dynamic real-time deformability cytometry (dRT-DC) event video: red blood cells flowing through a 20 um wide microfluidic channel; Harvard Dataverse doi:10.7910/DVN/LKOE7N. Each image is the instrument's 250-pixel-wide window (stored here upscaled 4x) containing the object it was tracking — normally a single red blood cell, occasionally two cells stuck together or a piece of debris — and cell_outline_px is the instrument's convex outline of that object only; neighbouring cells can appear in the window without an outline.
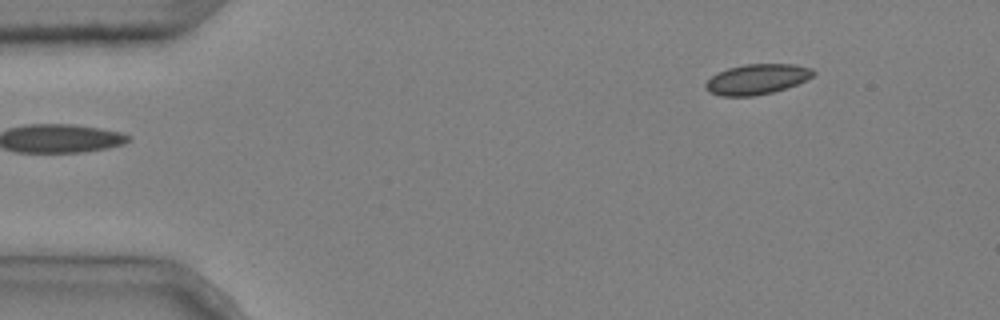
{"species": "common noctule bat (a hibernating species)", "species_latin": "Nyctalus noctula", "temperature_condition": "cold", "stored_images_in_passage": 3, "segment_of_instrument_passage": [2, 2], "camera_frame_rate_fps": 3000, "um_per_image_px": 0.085, "animal": {"sex": "male", "body_mass_g": 20.4}, "frame": {"image": 1, "passage_image": 3, "time_ms": 0.667, "image_size_px": [1000, 320], "cell_outline_px": [[816, 72], [812, 76], [796, 84], [772, 92], [752, 96], [720, 96], [708, 92], [704, 88], [704, 84], [716, 72], [728, 68], [744, 64], [796, 64], [812, 68]], "centroid_in_image_um": [64.29, 6.73], "position_along_channel_um": 20.7, "area_um2": 19.02}}